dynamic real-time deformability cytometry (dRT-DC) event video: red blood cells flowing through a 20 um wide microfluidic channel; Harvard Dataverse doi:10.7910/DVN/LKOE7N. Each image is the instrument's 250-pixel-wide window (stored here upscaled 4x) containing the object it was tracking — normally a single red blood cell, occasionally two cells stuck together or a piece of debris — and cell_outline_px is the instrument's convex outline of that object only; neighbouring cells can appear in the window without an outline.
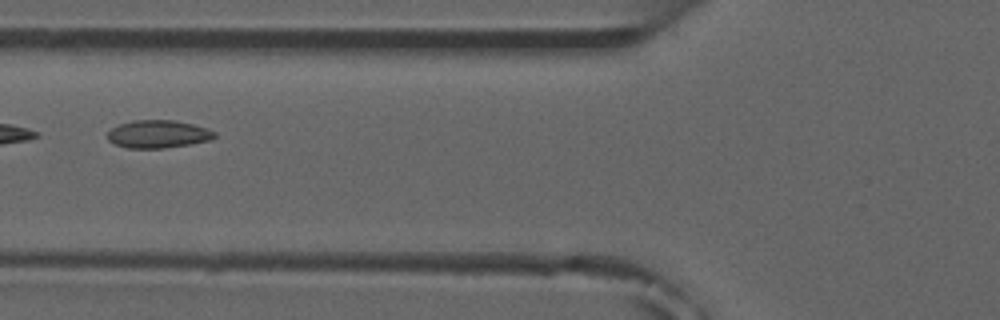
{"species": "common noctule bat (a hibernating species)", "species_latin": "Nyctalus noctula", "temperature_condition": "room temperature", "stored_images_in_passage": 7, "camera_frame_rate_fps": 3000, "um_per_image_px": 0.085, "animal": {"sex": "male", "forearm_length_mm": 52.5}, "frame": {"image": 1, "passage_image": 6, "time_ms": 6.0, "image_size_px": [1000, 320], "cell_outline_px": [[216, 136], [212, 140], [164, 148], [128, 148], [116, 144], [108, 140], [108, 132], [112, 128], [120, 124], [132, 120], [176, 120], [208, 128], [216, 132]], "centroid_in_image_um": [13.47, 11.39], "position_along_channel_um": 112.3, "area_um2": 17.34}}
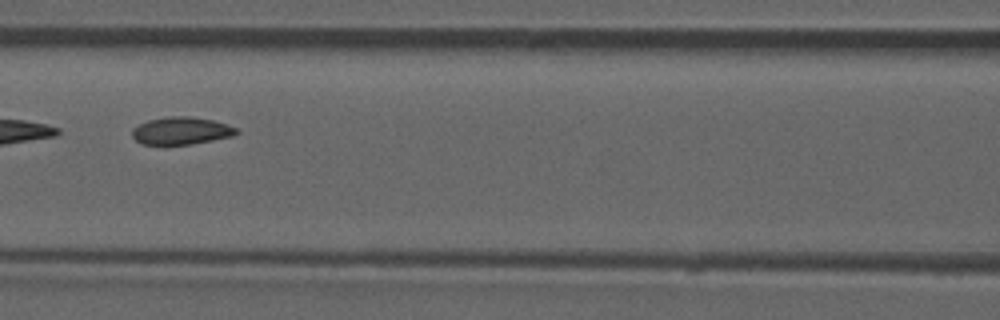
{"frame": {"image": 2, "passage_image": 7, "time_ms": 7.0, "image_size_px": [1000, 320], "cell_outline_px": [[240, 132], [232, 136], [192, 144], [144, 144], [136, 140], [132, 136], [132, 128], [148, 120], [168, 116], [188, 116], [212, 120], [236, 128]], "centroid_in_image_um": [15.39, 11.11], "position_along_channel_um": 151.2, "area_um2": 16.47}}